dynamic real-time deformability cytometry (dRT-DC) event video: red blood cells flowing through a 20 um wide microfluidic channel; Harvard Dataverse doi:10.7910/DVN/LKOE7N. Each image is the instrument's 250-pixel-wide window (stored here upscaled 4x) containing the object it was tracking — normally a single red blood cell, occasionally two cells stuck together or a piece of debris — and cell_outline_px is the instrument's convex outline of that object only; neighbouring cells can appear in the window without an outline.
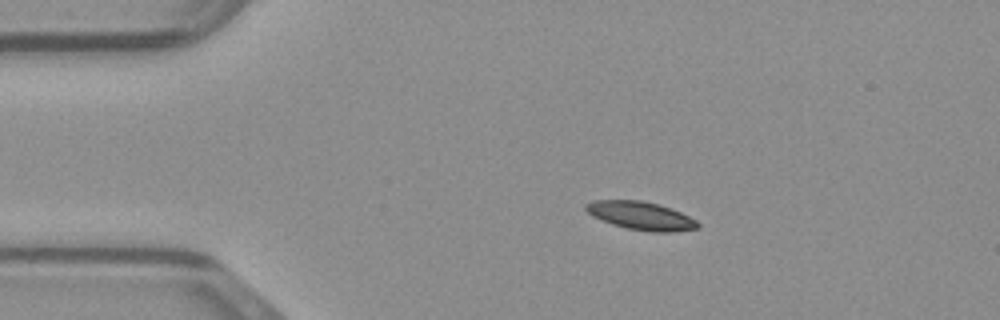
{"species": "common noctule bat (a hibernating species)", "species_latin": "Nyctalus noctula", "temperature_condition": "warm", "stored_images_in_passage": 40, "camera_frame_rate_fps": 3000, "um_per_image_px": 0.085, "animal": {"sex": "male", "body_mass_g": 23.1, "forearm_length_mm": 52.7}, "frame": {"image": 1, "passage_image": 1, "time_ms": 0.0, "image_size_px": [1000, 320], "cell_outline_px": [[700, 228], [672, 232], [652, 232], [628, 228], [612, 224], [592, 216], [584, 208], [584, 204], [592, 200], [640, 200], [660, 204], [672, 208], [696, 220], [700, 224]], "centroid_in_image_um": [54.48, 18.33], "position_along_channel_um": 30.5, "area_um2": 18.5}}
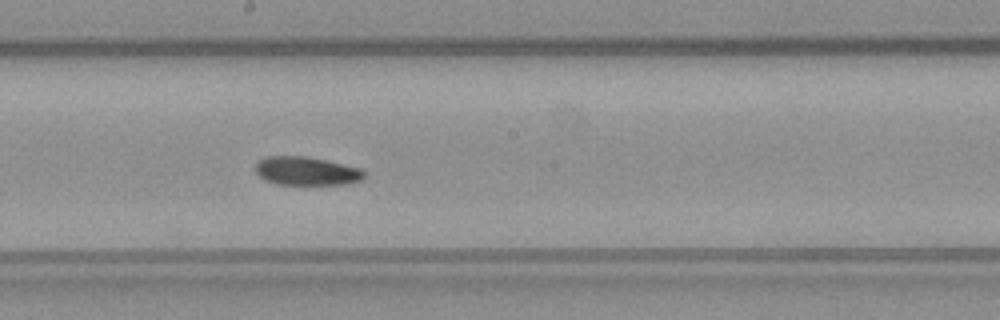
{"frame": {"image": 2, "passage_image": 18, "time_ms": 5.667, "image_size_px": [1000, 320], "cell_outline_px": [[368, 172], [360, 180], [352, 184], [276, 184], [264, 180], [256, 172], [256, 160], [264, 156], [308, 156], [360, 168]], "centroid_in_image_um": [26.04, 14.53], "position_along_channel_um": 222.2, "area_um2": 18.26}}
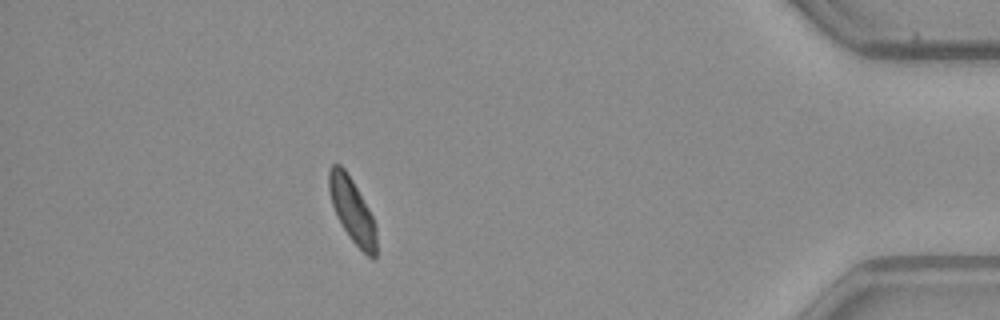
{"frame": {"image": 3, "passage_image": 35, "time_ms": 11.333, "image_size_px": [1000, 320], "cell_outline_px": [[376, 260], [372, 260], [352, 240], [336, 216], [332, 204], [328, 188], [328, 172], [332, 164], [340, 164], [344, 168], [352, 180], [368, 208], [376, 224]], "centroid_in_image_um": [29.93, 17.88], "position_along_channel_um": 405.3, "area_um2": 17.63}}